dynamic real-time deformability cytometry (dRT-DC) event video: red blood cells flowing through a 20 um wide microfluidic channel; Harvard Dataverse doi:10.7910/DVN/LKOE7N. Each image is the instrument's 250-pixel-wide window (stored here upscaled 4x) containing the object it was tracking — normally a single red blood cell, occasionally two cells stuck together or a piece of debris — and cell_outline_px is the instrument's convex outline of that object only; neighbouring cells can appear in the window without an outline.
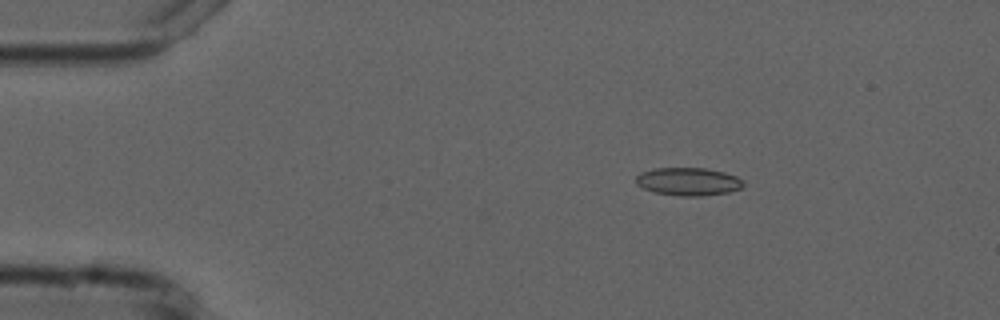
{"species": "common noctule bat (a hibernating species)", "species_latin": "Nyctalus noctula", "temperature_condition": "cold", "stored_images_in_passage": 3, "camera_frame_rate_fps": 3000, "um_per_image_px": 0.085, "animal": {"sex": "male", "forearm_length_mm": 52.5}, "frame": {"image": 1, "passage_image": 1, "time_ms": 0.0, "image_size_px": [1000, 320], "cell_outline_px": [[744, 184], [740, 188], [728, 192], [700, 196], [680, 196], [652, 192], [636, 184], [636, 176], [640, 172], [656, 168], [704, 168], [724, 172], [736, 176], [744, 180]], "centroid_in_image_um": [58.49, 15.43], "position_along_channel_um": 26.5, "area_um2": 17.51}}
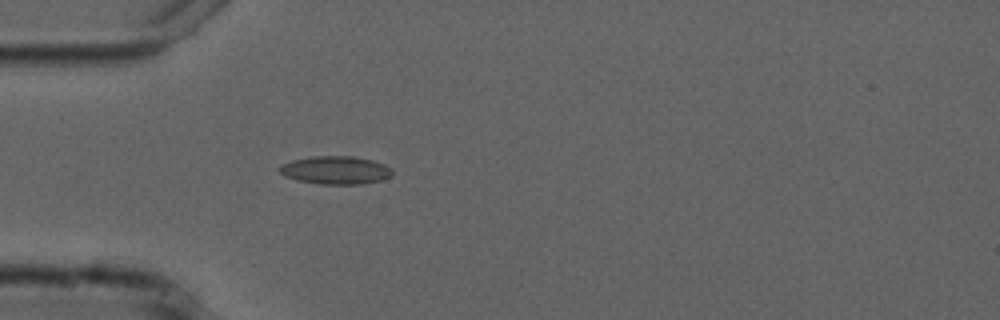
{"frame": {"image": 2, "passage_image": 3, "time_ms": 2.333, "image_size_px": [1000, 320], "cell_outline_px": [[392, 176], [380, 180], [360, 184], [320, 184], [296, 180], [284, 176], [280, 172], [280, 164], [292, 160], [312, 156], [352, 156], [372, 160], [384, 164], [392, 168]], "centroid_in_image_um": [28.51, 14.46], "position_along_channel_um": 56.5, "area_um2": 18.5}}